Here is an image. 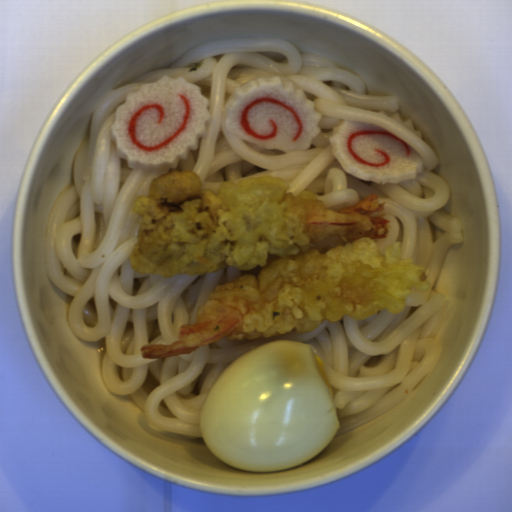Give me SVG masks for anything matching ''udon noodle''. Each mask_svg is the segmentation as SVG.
Wrapping results in <instances>:
<instances>
[{
  "label": "udon noodle",
  "instance_id": "obj_1",
  "mask_svg": "<svg viewBox=\"0 0 512 512\" xmlns=\"http://www.w3.org/2000/svg\"><path fill=\"white\" fill-rule=\"evenodd\" d=\"M163 75L199 86L209 101L208 133L176 168L131 169L116 157L109 126L130 91ZM275 75L303 90L322 115L319 136L309 149L287 155L246 142L224 127V109L238 88L256 77ZM380 111L407 120L399 99L368 93L361 78L331 58L301 52L283 39L255 36L194 47L169 68L155 69L106 95L78 147L72 182L52 207L44 251L52 284L71 297L70 329L81 340L103 342L108 392L134 400L151 426L203 438V407L228 364L272 341H300L317 352L332 387L339 421L335 437L377 420L411 394L441 352L436 336L449 305L434 287L449 249L464 240L463 222L444 211L452 188L437 172L441 162L432 146ZM342 119L392 131L420 153L422 172L395 185L354 178L333 156L329 140ZM174 169L198 173L202 189L212 190L228 180L281 177L294 195L315 192L331 209L376 192L392 224L390 237L378 250L384 253L394 241L400 243L406 259L424 266L432 287L408 296L399 314L377 311L361 321L343 316L309 333L220 340L194 352L143 358L142 346L178 340L181 325L195 322L196 311L217 285L259 271L258 266H227L168 279L133 270L129 253L138 227L133 197L146 195L155 176Z\"/></svg>",
  "mask_w": 512,
  "mask_h": 512
}]
</instances>
